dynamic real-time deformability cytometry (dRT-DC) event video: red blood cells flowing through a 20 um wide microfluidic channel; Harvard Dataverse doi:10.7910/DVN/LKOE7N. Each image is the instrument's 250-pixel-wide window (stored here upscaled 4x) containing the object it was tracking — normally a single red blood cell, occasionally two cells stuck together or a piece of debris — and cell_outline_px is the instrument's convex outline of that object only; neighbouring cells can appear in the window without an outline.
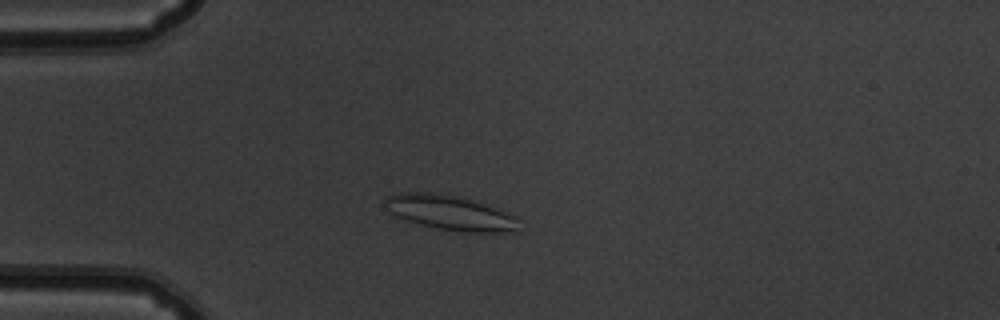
{"species": "common noctule bat (a hibernating species)", "species_latin": "Nyctalus noctula", "temperature_condition": "warm", "stored_images_in_passage": 51, "camera_frame_rate_fps": 3000, "um_per_image_px": 0.085, "animal": {"sex": "male", "body_mass_g": 19.5, "forearm_length_mm": 54.6}, "frame": {"image": 1, "passage_image": 12, "time_ms": 3.667, "image_size_px": [1000, 320], "cell_outline_px": [[516, 232], [464, 232], [436, 228], [420, 224], [396, 216], [388, 212], [384, 208], [384, 200], [388, 196], [400, 192], [440, 192], [460, 196], [488, 204], [500, 208], [516, 216]], "centroid_in_image_um": [38.24, 18.05], "position_along_channel_um": 46.8, "area_um2": 27.51}}
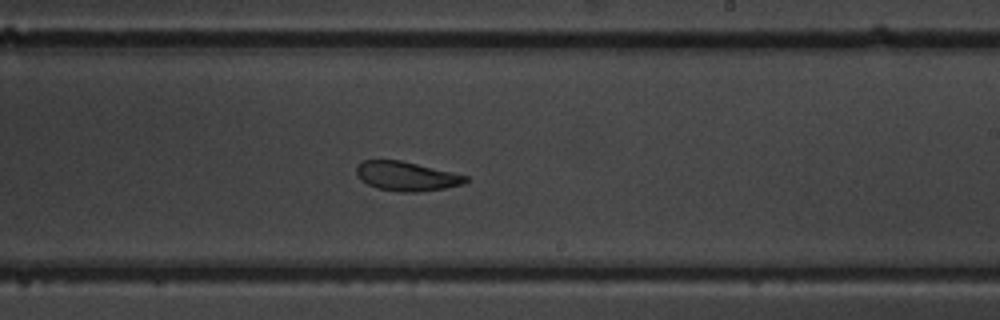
{"frame": {"image": 2, "passage_image": 30, "time_ms": 9.667, "image_size_px": [1000, 320], "cell_outline_px": [[468, 180], [464, 184], [444, 188], [416, 192], [400, 192], [376, 188], [360, 180], [356, 172], [356, 168], [364, 160], [400, 160], [452, 172], [468, 176]], "centroid_in_image_um": [34.55, 14.98], "position_along_channel_um": 254.5, "area_um2": 18.5}}
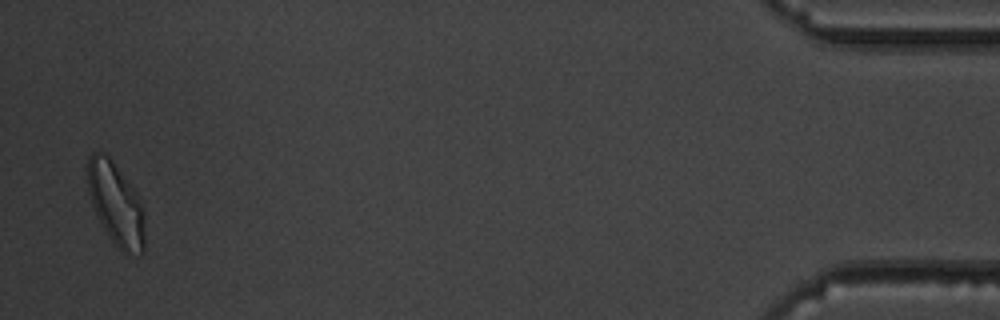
{"frame": {"image": 3, "passage_image": 50, "time_ms": 16.333, "image_size_px": [1000, 320], "cell_outline_px": [[144, 252], [140, 256], [120, 248], [112, 240], [104, 228], [92, 204], [88, 192], [88, 156], [92, 152], [100, 152], [108, 156], [112, 160], [136, 192], [144, 208]], "centroid_in_image_um": [9.87, 17.31], "position_along_channel_um": 425.3, "area_um2": 27.05}, "authors_computed_cell_mechanics": {"area_um2": 21.3282, "velocity_mm_per_s": 3.7922, "shape_relaxation_time_tau1_ms": 3.6847, "shape_relaxation_time_tau2_ms": 2.5815, "deformation_change_tau1": 0.1113, "deformation_change_tau2": 0.1066}}